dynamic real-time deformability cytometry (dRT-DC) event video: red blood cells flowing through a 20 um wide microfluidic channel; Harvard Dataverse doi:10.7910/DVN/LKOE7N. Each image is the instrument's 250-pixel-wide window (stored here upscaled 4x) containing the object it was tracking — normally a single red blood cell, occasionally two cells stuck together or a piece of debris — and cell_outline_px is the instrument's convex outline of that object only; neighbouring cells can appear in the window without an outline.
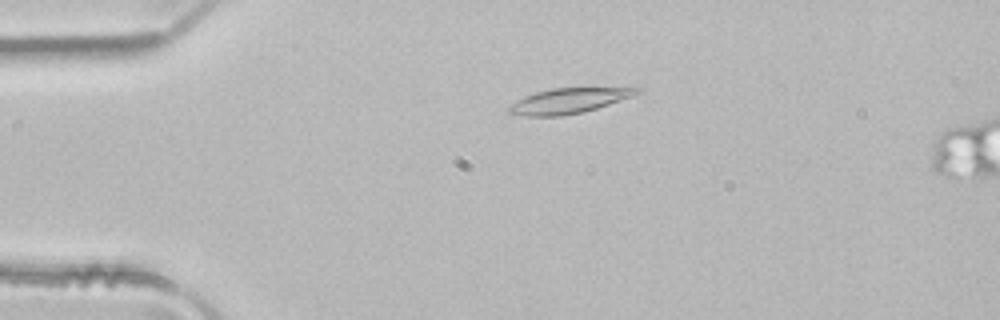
{"species": "common noctule bat (a hibernating species)", "species_latin": "Nyctalus noctula", "temperature_condition": "room temperature", "stored_images_in_passage": 3, "camera_frame_rate_fps": 3000, "um_per_image_px": 0.085, "animal": {"sex": "male", "body_mass_g": 21.5, "forearm_length_mm": 52.0}, "frame": {"image": 1, "passage_image": 2, "time_ms": 0.333, "image_size_px": [1000, 320], "cell_outline_px": [[640, 92], [632, 96], [584, 112], [560, 116], [524, 116], [508, 112], [508, 108], [516, 100], [524, 96], [536, 92], [552, 88], [640, 88]], "centroid_in_image_um": [48.28, 8.57], "position_along_channel_um": 36.7, "area_um2": 18.44}}